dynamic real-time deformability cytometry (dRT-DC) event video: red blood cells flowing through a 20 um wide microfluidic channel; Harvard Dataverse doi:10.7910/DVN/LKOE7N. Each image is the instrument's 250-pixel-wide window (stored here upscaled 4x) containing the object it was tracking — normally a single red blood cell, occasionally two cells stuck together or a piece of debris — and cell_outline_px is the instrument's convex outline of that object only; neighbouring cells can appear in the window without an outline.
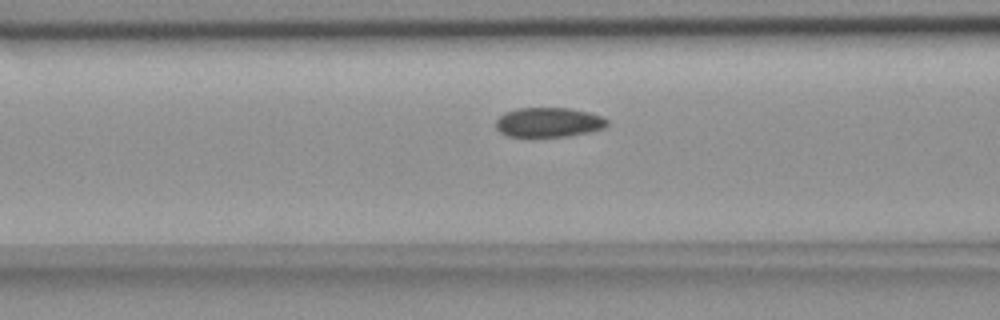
{"species": "common noctule bat (a hibernating species)", "species_latin": "Nyctalus noctula", "temperature_condition": "room temperature", "stored_images_in_passage": 41, "camera_frame_rate_fps": 3000, "um_per_image_px": 0.085, "animal": {"sex": "female", "body_mass_g": 18.4}, "frame": {"image": 1, "passage_image": 14, "time_ms": 4.333, "image_size_px": [1000, 320], "cell_outline_px": [[608, 124], [604, 128], [592, 132], [568, 136], [508, 136], [500, 132], [496, 128], [496, 120], [504, 112], [516, 108], [568, 108], [588, 112], [600, 116], [608, 120]], "centroid_in_image_um": [46.63, 10.39], "position_along_channel_um": 120.0, "area_um2": 19.19}}
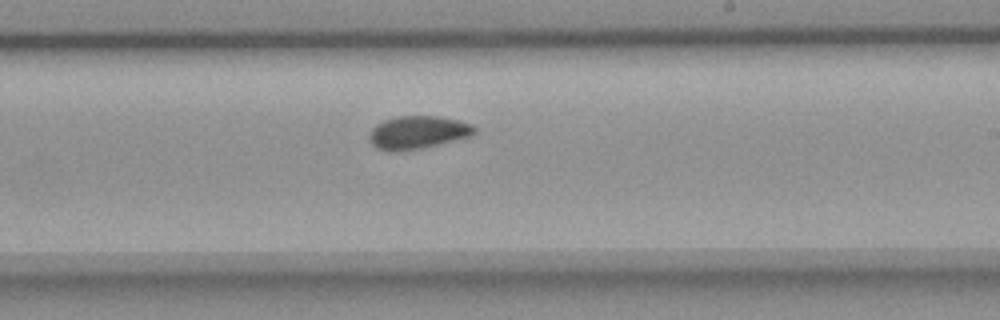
{"frame": {"image": 2, "passage_image": 25, "time_ms": 8.0, "image_size_px": [1000, 320], "cell_outline_px": [[476, 132], [472, 136], [420, 148], [392, 152], [376, 148], [368, 140], [368, 136], [372, 128], [376, 124], [384, 120], [396, 116], [440, 116], [472, 124], [476, 128]], "centroid_in_image_um": [35.48, 11.25], "position_along_channel_um": 253.5, "area_um2": 20.23}}
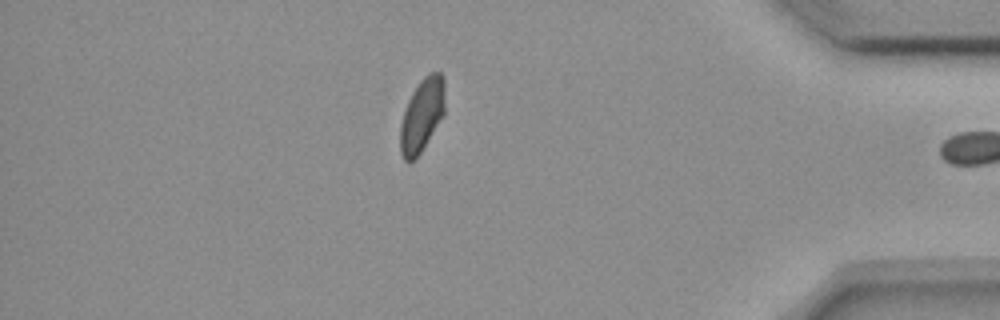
{"frame": {"image": 3, "passage_image": 40, "time_ms": 13.0, "image_size_px": [1000, 320], "cell_outline_px": [[444, 112], [420, 152], [408, 164], [404, 160], [400, 152], [400, 124], [408, 100], [412, 92], [420, 80], [428, 72], [440, 72], [444, 76]], "centroid_in_image_um": [35.84, 9.75], "position_along_channel_um": 399.4, "area_um2": 18.79}, "authors_computed_cell_mechanics": {"area_um2": 19.7676, "velocity_mm_per_s": 3.6484, "shape_relaxation_time_tau1_ms": 10.703, "shape_relaxation_time_tau2_ms": 2.1525, "deformation_change_tau1": 0.1196, "deformation_change_tau2": 0.0521}}